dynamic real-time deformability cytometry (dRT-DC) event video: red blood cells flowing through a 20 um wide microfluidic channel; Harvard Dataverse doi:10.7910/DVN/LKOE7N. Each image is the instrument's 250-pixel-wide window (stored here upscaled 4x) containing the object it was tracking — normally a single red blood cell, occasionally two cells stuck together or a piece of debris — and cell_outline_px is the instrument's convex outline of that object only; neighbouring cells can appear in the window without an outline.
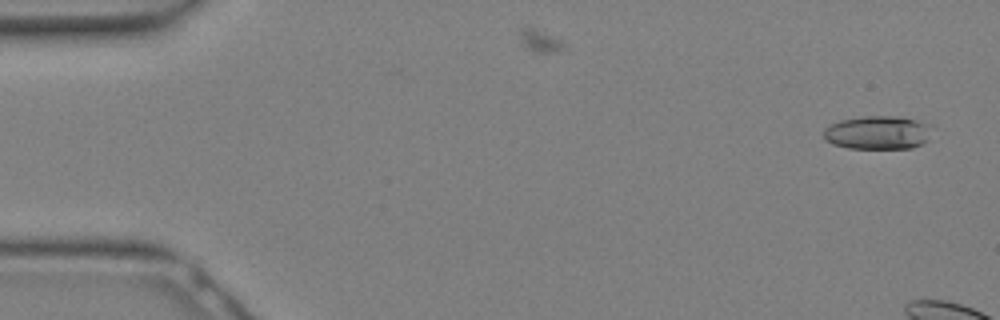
{"species": "Egyptian fruit bat (a non-hibernating species)", "species_latin": "Rousettus aegyptiacus", "temperature_condition": "warm", "stored_images_in_passage": 6, "camera_frame_rate_fps": 3000, "um_per_image_px": 0.085, "animal": {"sex": "female"}, "frame": {"image": 1, "passage_image": 2, "time_ms": 0.333, "image_size_px": [1000, 320], "cell_outline_px": [[932, 124], [928, 140], [912, 148], [848, 148], [832, 144], [824, 140], [824, 128], [840, 120], [864, 116], [896, 116]], "centroid_in_image_um": [74.6, 11.27], "position_along_channel_um": 10.4, "area_um2": 21.15}}